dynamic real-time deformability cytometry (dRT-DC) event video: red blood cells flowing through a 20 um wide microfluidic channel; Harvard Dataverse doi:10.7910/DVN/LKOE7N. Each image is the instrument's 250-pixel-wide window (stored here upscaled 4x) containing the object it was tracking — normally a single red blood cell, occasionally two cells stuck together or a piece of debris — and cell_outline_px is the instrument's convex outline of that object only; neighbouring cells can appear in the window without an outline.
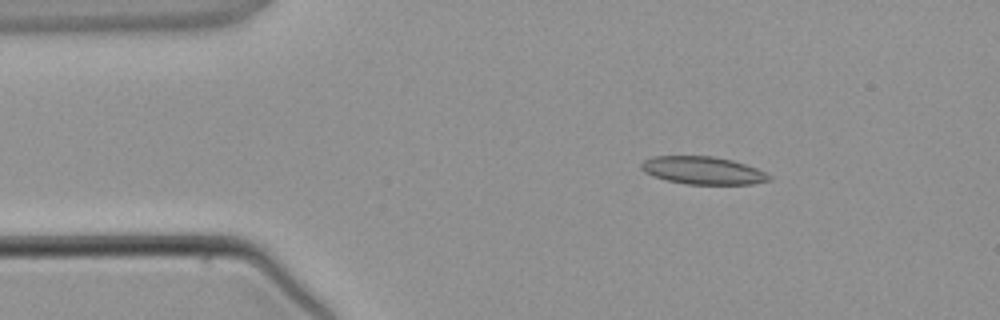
{"species": "common noctule bat (a hibernating species)", "species_latin": "Nyctalus noctula", "temperature_condition": "warm", "stored_images_in_passage": 4, "camera_frame_rate_fps": 3000, "um_per_image_px": 0.085, "animal": {"sex": "male", "body_mass_g": 21.5, "forearm_length_mm": 52.0}, "frame": {"image": 1, "passage_image": 2, "time_ms": 1.333, "image_size_px": [1000, 320], "cell_outline_px": [[772, 180], [752, 184], [684, 184], [668, 180], [644, 172], [640, 168], [640, 164], [644, 160], [652, 156], [712, 156], [732, 160], [756, 168], [772, 176]], "centroid_in_image_um": [59.75, 14.48], "position_along_channel_um": 25.3, "area_um2": 20.58}}